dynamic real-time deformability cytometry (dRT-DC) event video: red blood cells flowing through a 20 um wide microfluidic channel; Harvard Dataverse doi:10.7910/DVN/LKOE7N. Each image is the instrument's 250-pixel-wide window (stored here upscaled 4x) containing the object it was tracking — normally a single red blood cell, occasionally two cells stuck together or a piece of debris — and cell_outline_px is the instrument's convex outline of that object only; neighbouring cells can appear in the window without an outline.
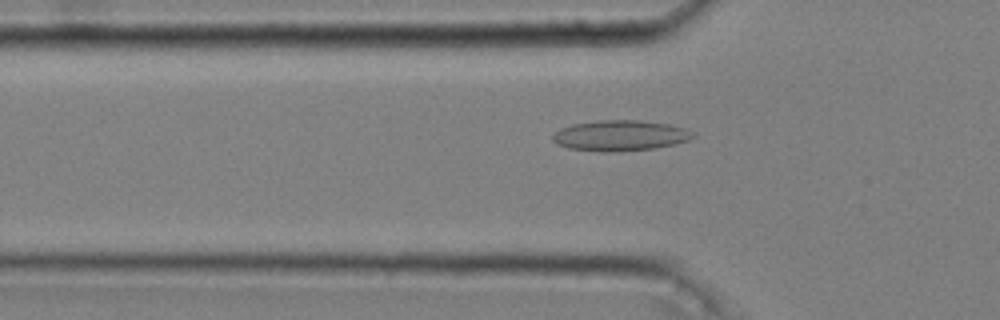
{"species": "common noctule bat (a hibernating species)", "species_latin": "Nyctalus noctula", "temperature_condition": "cold", "stored_images_in_passage": 37, "camera_frame_rate_fps": 3000, "um_per_image_px": 0.085, "animal": {"sex": "male", "body_mass_g": 20.4}, "frame": {"image": 1, "passage_image": 6, "time_ms": 1.667, "image_size_px": [1000, 320], "cell_outline_px": [[696, 136], [688, 140], [656, 148], [620, 152], [600, 152], [568, 148], [556, 144], [552, 140], [552, 136], [560, 128], [572, 124], [596, 120], [640, 120], [668, 124], [684, 128], [692, 132]], "centroid_in_image_um": [52.67, 11.53], "position_along_channel_um": 73.1, "area_um2": 25.2}}
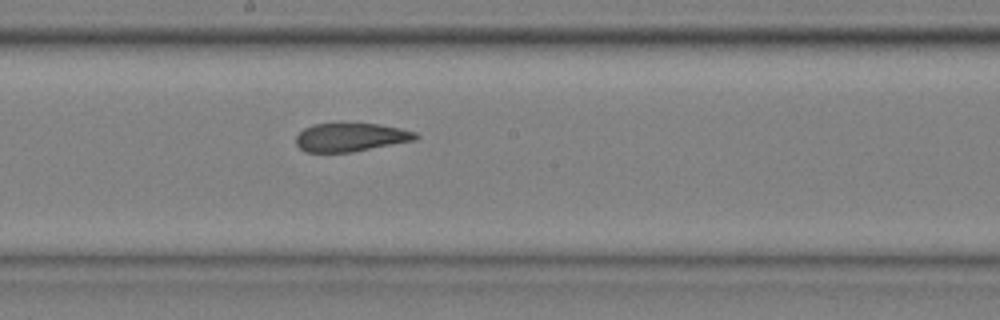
{"frame": {"image": 2, "passage_image": 18, "time_ms": 5.667, "image_size_px": [1000, 320], "cell_outline_px": [[420, 136], [416, 140], [352, 152], [304, 152], [296, 144], [296, 136], [304, 128], [312, 124], [380, 124], [400, 128], [416, 132]], "centroid_in_image_um": [29.82, 11.67], "position_along_channel_um": 218.4, "area_um2": 19.83}}
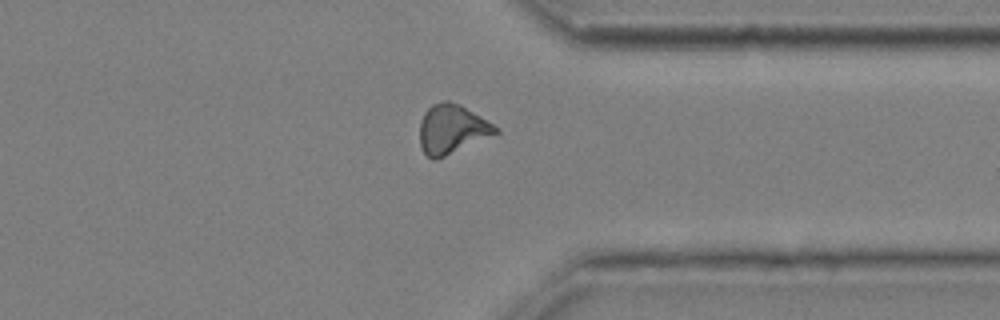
{"frame": {"image": 3, "passage_image": 31, "time_ms": 10.0, "image_size_px": [1000, 320], "cell_outline_px": [[500, 132], [436, 160], [432, 160], [424, 152], [420, 144], [420, 120], [424, 112], [432, 104], [444, 100], [448, 100], [460, 104], [500, 128]], "centroid_in_image_um": [38.4, 10.97], "position_along_channel_um": 373.0, "area_um2": 21.73}, "authors_computed_cell_mechanics": {"area_um2": 21.5016, "velocity_mm_per_s": 3.6265, "shape_relaxation_time_tau1_ms": null, "shape_relaxation_time_tau2_ms": 2.8025, "deformation_change_tau1": null, "deformation_change_tau2": 0.101}}